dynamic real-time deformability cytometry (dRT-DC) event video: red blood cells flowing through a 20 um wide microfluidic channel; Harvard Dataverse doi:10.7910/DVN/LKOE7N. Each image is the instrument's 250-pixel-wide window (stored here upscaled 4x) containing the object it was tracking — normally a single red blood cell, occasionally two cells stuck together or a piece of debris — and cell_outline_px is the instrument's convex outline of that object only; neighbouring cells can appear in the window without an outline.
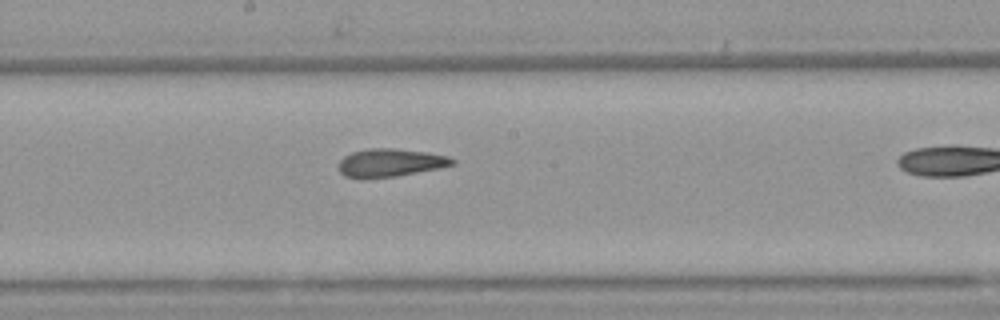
{"species": "Egyptian fruit bat (a non-hibernating species)", "species_latin": "Rousettus aegyptiacus", "temperature_condition": "warm", "stored_images_in_passage": 37, "camera_frame_rate_fps": 3000, "um_per_image_px": 0.085, "animal": {"sex": "female"}, "frame": {"image": 1, "passage_image": 12, "time_ms": 3.667, "image_size_px": [1000, 320], "cell_outline_px": [[456, 164], [440, 168], [396, 176], [344, 176], [340, 172], [340, 160], [344, 156], [352, 152], [368, 148], [396, 148], [428, 152], [448, 156], [456, 160]], "centroid_in_image_um": [33.26, 13.79], "position_along_channel_um": 214.9, "area_um2": 18.21}}
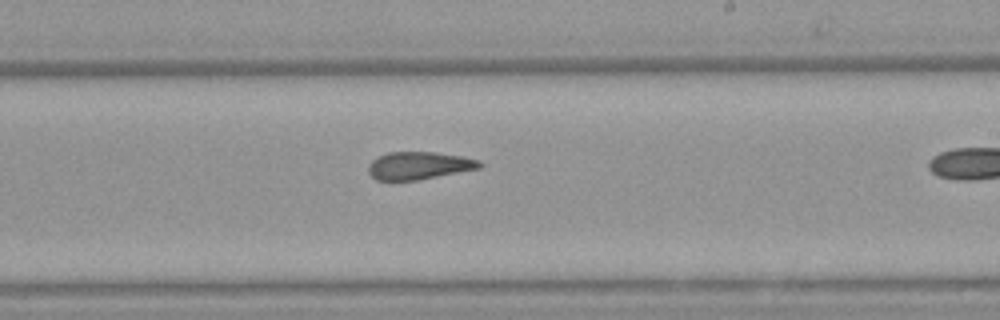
{"frame": {"image": 2, "passage_image": 15, "time_ms": 4.667, "image_size_px": [1000, 320], "cell_outline_px": [[484, 164], [480, 168], [416, 180], [376, 180], [368, 172], [368, 164], [376, 156], [388, 152], [436, 152], [464, 156], [480, 160]], "centroid_in_image_um": [35.61, 14.06], "position_along_channel_um": 253.4, "area_um2": 18.03}}